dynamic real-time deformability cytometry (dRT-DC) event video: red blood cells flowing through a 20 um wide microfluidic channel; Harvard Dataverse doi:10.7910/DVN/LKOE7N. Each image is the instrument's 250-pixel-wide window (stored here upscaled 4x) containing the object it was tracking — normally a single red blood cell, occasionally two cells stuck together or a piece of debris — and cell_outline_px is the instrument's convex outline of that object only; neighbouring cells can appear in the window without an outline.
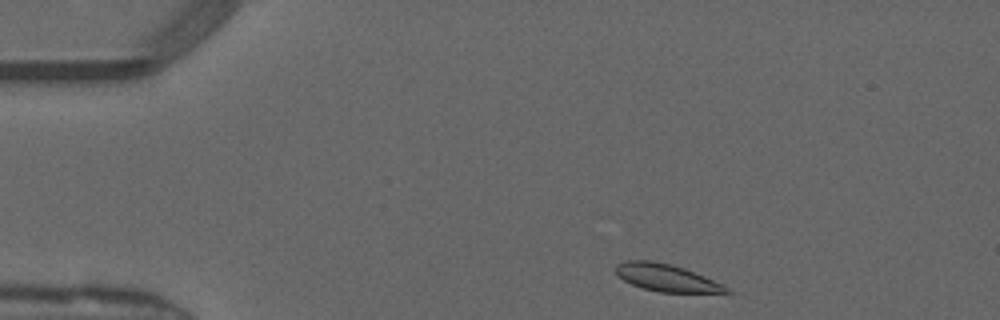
{"species": "common noctule bat (a hibernating species)", "species_latin": "Nyctalus noctula", "temperature_condition": "warm", "stored_images_in_passage": 18, "camera_frame_rate_fps": 3000, "um_per_image_px": 0.085, "animal": {"sex": "male", "forearm_length_mm": 52.5}, "frame": {"image": 1, "passage_image": 1, "time_ms": 0.0, "image_size_px": [1000, 320], "cell_outline_px": [[736, 292], [660, 292], [644, 288], [632, 284], [616, 276], [616, 264], [624, 260], [652, 260], [684, 268], [724, 284]], "centroid_in_image_um": [56.64, 23.6], "position_along_channel_um": 28.4, "area_um2": 17.51}}
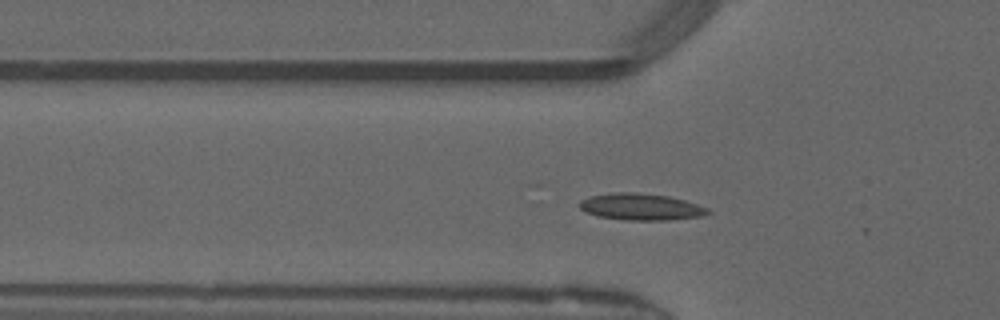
{"frame": {"image": 2, "passage_image": 9, "time_ms": 2.667, "image_size_px": [1000, 320], "cell_outline_px": [[712, 212], [704, 216], [668, 220], [628, 220], [596, 216], [584, 212], [580, 208], [580, 200], [588, 196], [612, 192], [636, 192], [668, 196], [684, 200], [708, 208]], "centroid_in_image_um": [54.46, 17.58], "position_along_channel_um": 71.3, "area_um2": 20.11}}
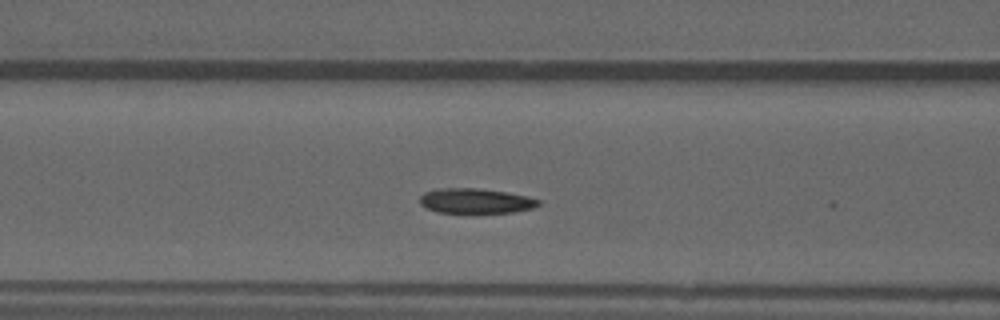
{"frame": {"image": 3, "passage_image": 13, "time_ms": 4.0, "image_size_px": [1000, 320], "cell_outline_px": [[540, 204], [532, 208], [512, 212], [436, 212], [420, 204], [420, 196], [424, 192], [440, 188], [476, 188], [508, 192], [528, 196], [540, 200]], "centroid_in_image_um": [40.43, 17.06], "position_along_channel_um": 126.2, "area_um2": 17.11}}